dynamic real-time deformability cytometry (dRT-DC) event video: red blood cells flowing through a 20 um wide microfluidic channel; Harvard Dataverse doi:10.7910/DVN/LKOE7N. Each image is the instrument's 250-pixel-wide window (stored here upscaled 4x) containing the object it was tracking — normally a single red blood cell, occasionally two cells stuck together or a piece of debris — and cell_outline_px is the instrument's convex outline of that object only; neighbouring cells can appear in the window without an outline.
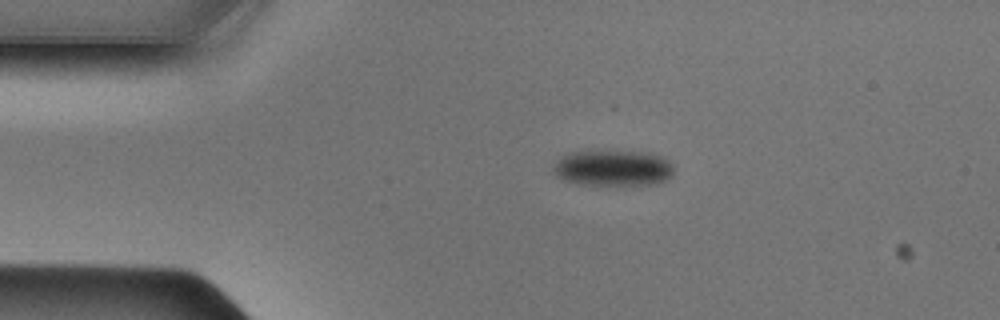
{"species": "Egyptian fruit bat (a non-hibernating species)", "species_latin": "Rousettus aegyptiacus", "temperature_condition": "cold", "stored_images_in_passage": 40, "camera_frame_rate_fps": 3000, "um_per_image_px": 0.085, "animal": {"sex": "male"}, "frame": {"image": 1, "passage_image": 1, "time_ms": 0.0, "image_size_px": [1000, 320], "cell_outline_px": [[672, 176], [660, 184], [580, 184], [564, 180], [556, 176], [552, 168], [556, 160], [572, 152], [648, 152], [664, 156], [668, 160], [672, 168]], "centroid_in_image_um": [52.13, 14.29], "position_along_channel_um": 32.9, "area_um2": 24.91}}
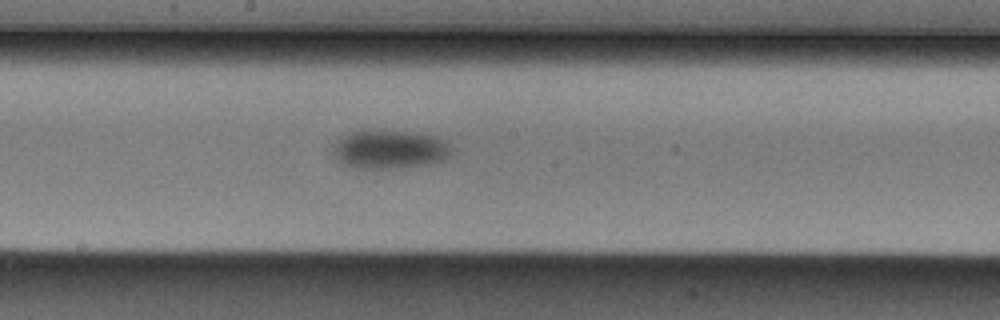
{"frame": {"image": 2, "passage_image": 17, "time_ms": 5.333, "image_size_px": [1000, 320], "cell_outline_px": [[452, 152], [448, 156], [440, 160], [424, 164], [400, 168], [352, 168], [344, 164], [332, 152], [332, 144], [336, 140], [360, 128], [368, 128], [420, 132], [440, 136], [448, 140], [452, 144]], "centroid_in_image_um": [33.14, 12.63], "position_along_channel_um": 215.1, "area_um2": 27.63}}
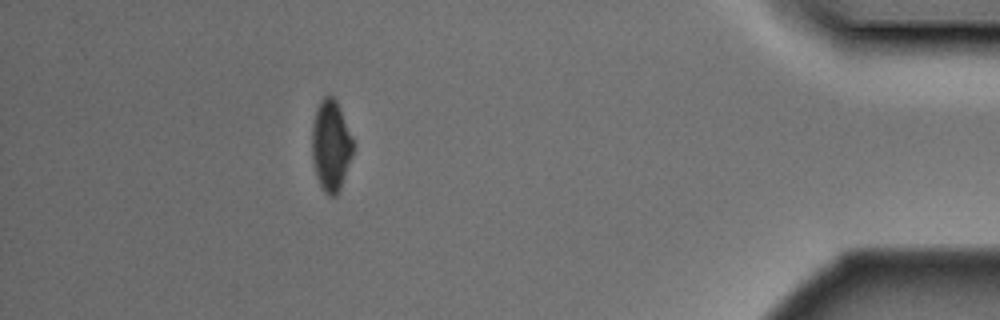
{"frame": {"image": 3, "passage_image": 35, "time_ms": 11.333, "image_size_px": [1000, 320], "cell_outline_px": [[356, 148], [340, 192], [336, 196], [328, 196], [324, 192], [316, 176], [312, 156], [312, 124], [316, 108], [320, 100], [324, 96], [332, 96], [336, 100], [340, 108], [356, 144]], "centroid_in_image_um": [28.16, 12.4], "position_along_channel_um": 407.0, "area_um2": 22.48}}